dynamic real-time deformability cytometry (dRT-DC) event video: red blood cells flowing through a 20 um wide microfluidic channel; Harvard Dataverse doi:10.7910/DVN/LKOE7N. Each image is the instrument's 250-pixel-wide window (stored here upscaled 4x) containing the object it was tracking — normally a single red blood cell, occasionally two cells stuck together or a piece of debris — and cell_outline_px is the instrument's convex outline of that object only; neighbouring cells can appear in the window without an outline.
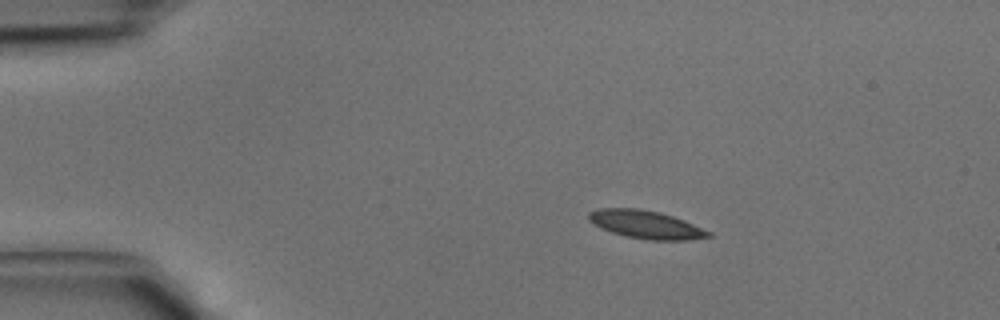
{"species": "common noctule bat (a hibernating species)", "species_latin": "Nyctalus noctula", "temperature_condition": "cold", "stored_images_in_passage": 36, "camera_frame_rate_fps": 3000, "um_per_image_px": 0.085, "animal": {"sex": "male", "body_mass_g": 15.6}, "frame": {"image": 1, "passage_image": 1, "time_ms": 0.0, "image_size_px": [1000, 320], "cell_outline_px": [[712, 236], [688, 240], [648, 240], [624, 236], [600, 228], [588, 220], [588, 212], [600, 208], [640, 208], [660, 212], [684, 220], [712, 232]], "centroid_in_image_um": [54.89, 19.08], "position_along_channel_um": 30.1, "area_um2": 19.71}}
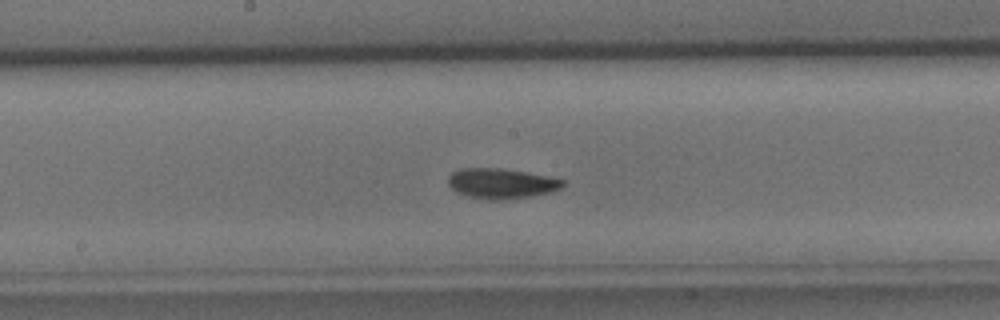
{"frame": {"image": 2, "passage_image": 16, "time_ms": 5.0, "image_size_px": [1000, 320], "cell_outline_px": [[564, 184], [560, 188], [552, 192], [528, 196], [500, 200], [488, 200], [468, 196], [456, 192], [448, 184], [448, 176], [452, 172], [460, 168], [500, 168], [548, 176], [564, 180]], "centroid_in_image_um": [42.58, 15.59], "position_along_channel_um": 205.6, "area_um2": 20.06}}
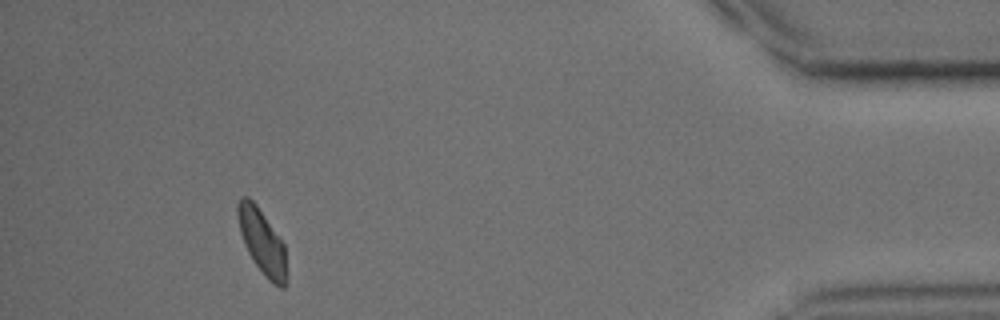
{"frame": {"image": 3, "passage_image": 33, "time_ms": 10.667, "image_size_px": [1000, 320], "cell_outline_px": [[288, 276], [284, 288], [280, 288], [272, 284], [264, 276], [248, 252], [244, 244], [240, 232], [236, 212], [236, 204], [240, 196], [248, 196], [256, 204], [280, 236], [284, 244], [288, 272]], "centroid_in_image_um": [22.3, 20.56], "position_along_channel_um": 412.9, "area_um2": 18.96}}